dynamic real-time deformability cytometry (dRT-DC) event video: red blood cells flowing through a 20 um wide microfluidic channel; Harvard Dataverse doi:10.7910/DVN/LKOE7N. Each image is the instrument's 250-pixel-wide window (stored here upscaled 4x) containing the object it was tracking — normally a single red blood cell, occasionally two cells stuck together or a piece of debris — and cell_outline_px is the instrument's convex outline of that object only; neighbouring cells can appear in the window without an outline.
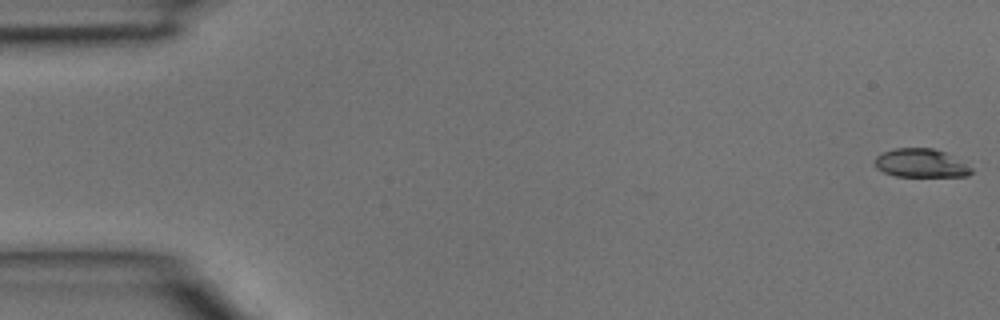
{"species": "common noctule bat (a hibernating species)", "species_latin": "Nyctalus noctula", "temperature_condition": "room temperature", "stored_images_in_passage": 2, "camera_frame_rate_fps": 3000, "um_per_image_px": 0.085, "animal": {"sex": "male", "body_mass_g": 15.6}, "frame": {"image": 1, "passage_image": 2, "time_ms": 0.333, "image_size_px": [1000, 320], "cell_outline_px": [[972, 172], [968, 176], [896, 176], [884, 172], [876, 168], [876, 156], [884, 152], [896, 148], [932, 148], [944, 152], [972, 168]], "centroid_in_image_um": [78.26, 13.87], "position_along_channel_um": 6.7, "area_um2": 15.72}}